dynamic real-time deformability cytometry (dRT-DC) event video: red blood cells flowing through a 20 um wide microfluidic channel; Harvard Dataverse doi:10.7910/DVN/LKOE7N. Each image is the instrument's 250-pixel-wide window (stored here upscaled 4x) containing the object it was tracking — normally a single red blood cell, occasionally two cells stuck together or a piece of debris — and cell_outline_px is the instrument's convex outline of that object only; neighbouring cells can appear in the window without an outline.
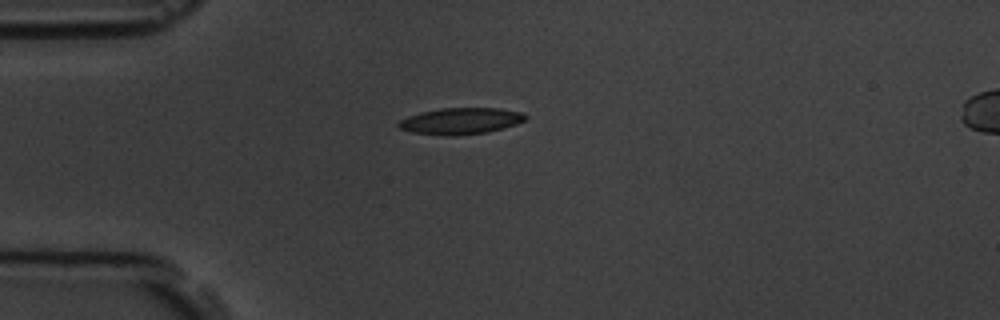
{"species": "common noctule bat (a hibernating species)", "species_latin": "Nyctalus noctula", "temperature_condition": "room temperature", "stored_images_in_passage": 2, "camera_frame_rate_fps": 3000, "um_per_image_px": 0.085, "animal": {"sex": "male", "body_mass_g": 19.5, "forearm_length_mm": 54.6}, "frame": {"image": 1, "passage_image": 2, "time_ms": 1.0, "image_size_px": [1000, 320], "cell_outline_px": [[528, 116], [524, 120], [516, 124], [488, 132], [452, 136], [444, 136], [412, 132], [400, 128], [396, 124], [400, 120], [408, 116], [420, 112], [440, 108], [500, 108], [524, 112]], "centroid_in_image_um": [39.16, 10.28], "position_along_channel_um": 45.8, "area_um2": 19.65}}